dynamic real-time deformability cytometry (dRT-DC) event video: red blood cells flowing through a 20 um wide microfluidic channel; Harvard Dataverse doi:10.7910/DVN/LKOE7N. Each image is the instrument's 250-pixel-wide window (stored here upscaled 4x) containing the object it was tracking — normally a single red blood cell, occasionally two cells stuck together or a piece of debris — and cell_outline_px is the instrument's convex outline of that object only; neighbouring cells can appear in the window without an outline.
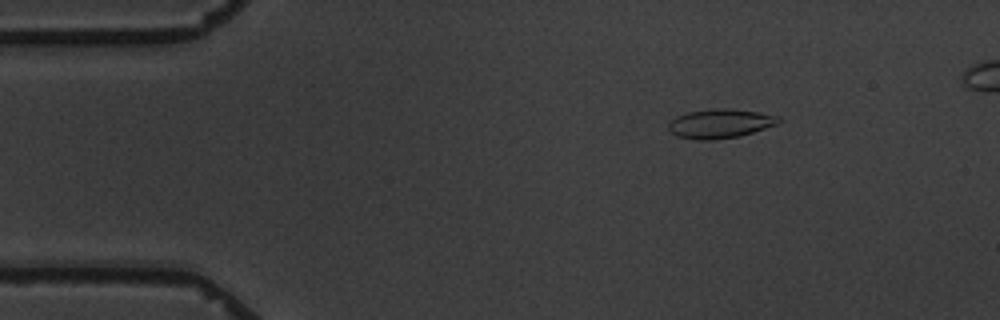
{"species": "common noctule bat (a hibernating species)", "species_latin": "Nyctalus noctula", "temperature_condition": "warm", "stored_images_in_passage": 5, "camera_frame_rate_fps": 3000, "um_per_image_px": 0.085, "animal": {"sex": "male", "body_mass_g": 19.5, "forearm_length_mm": 54.6}, "frame": {"image": 1, "passage_image": 2, "time_ms": 1.333, "image_size_px": [1000, 320], "cell_outline_px": [[780, 120], [776, 124], [740, 136], [712, 140], [696, 140], [676, 136], [668, 128], [668, 124], [676, 116], [688, 112], [716, 108], [728, 108], [756, 112], [780, 116]], "centroid_in_image_um": [61.18, 10.51], "position_along_channel_um": 23.8, "area_um2": 18.55}}